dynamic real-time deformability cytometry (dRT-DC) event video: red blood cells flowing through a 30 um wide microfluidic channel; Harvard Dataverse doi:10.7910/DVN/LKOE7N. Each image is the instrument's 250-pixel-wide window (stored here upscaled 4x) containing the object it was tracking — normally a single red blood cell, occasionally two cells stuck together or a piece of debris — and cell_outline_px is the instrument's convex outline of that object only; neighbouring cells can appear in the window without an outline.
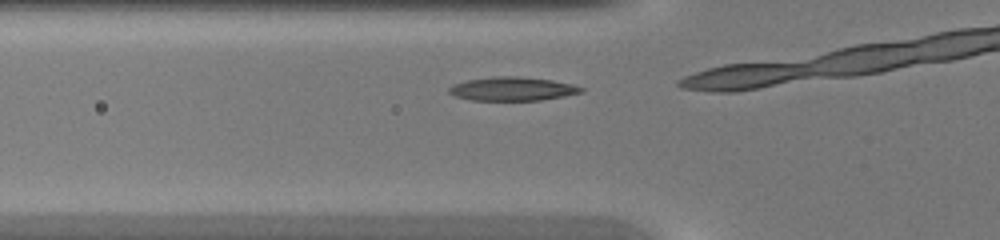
{"species": "common noctule bat (a hibernating species)", "species_latin": "Nyctalus noctula", "temperature_condition": "warm", "stored_images_in_passage": 3, "camera_frame_rate_fps": 3000, "um_per_image_px": 0.085, "animal": {"sex": "female", "body_mass_g": 20.0, "forearm_length_mm": 54.0}, "frame": {"image": 1, "passage_image": 2, "time_ms": 0.333, "image_size_px": [1000, 240], "cell_outline_px": [[584, 92], [564, 96], [540, 100], [472, 100], [456, 96], [448, 92], [448, 88], [452, 84], [468, 80], [496, 76], [520, 76], [552, 80], [572, 84], [584, 88]], "centroid_in_image_um": [43.57, 7.55], "position_along_channel_um": 82.2, "area_um2": 18.21}}